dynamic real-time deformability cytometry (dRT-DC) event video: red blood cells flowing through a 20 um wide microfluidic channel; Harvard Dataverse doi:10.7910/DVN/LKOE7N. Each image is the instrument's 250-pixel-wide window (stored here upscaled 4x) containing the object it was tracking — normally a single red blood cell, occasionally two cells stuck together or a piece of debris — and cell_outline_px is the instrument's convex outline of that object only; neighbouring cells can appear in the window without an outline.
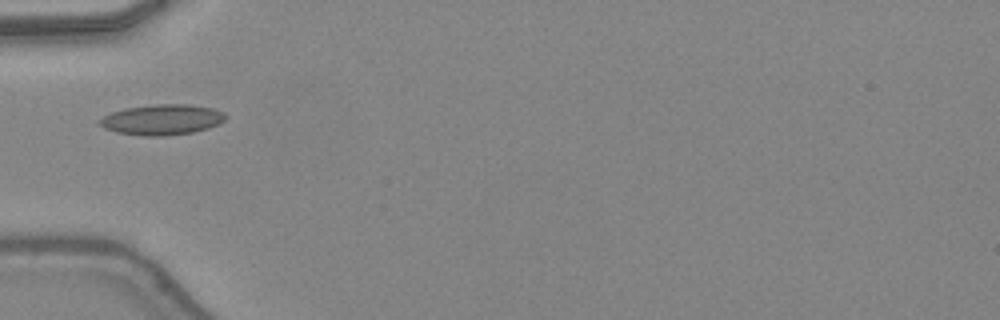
{"species": "common noctule bat (a hibernating species)", "species_latin": "Nyctalus noctula", "temperature_condition": "warm", "stored_images_in_passage": 32, "camera_frame_rate_fps": 3000, "um_per_image_px": 0.085, "animal": {"sex": "female", "body_mass_g": 24.6, "forearm_length_mm": 56.2}, "frame": {"image": 1, "passage_image": 1, "time_ms": 0.0, "image_size_px": [1000, 320], "cell_outline_px": [[228, 116], [224, 120], [208, 128], [192, 132], [164, 136], [144, 136], [116, 132], [104, 128], [96, 124], [96, 120], [112, 112], [124, 108], [156, 104], [184, 104], [212, 108], [224, 112]], "centroid_in_image_um": [13.72, 10.17], "position_along_channel_um": 71.3, "area_um2": 22.43}}
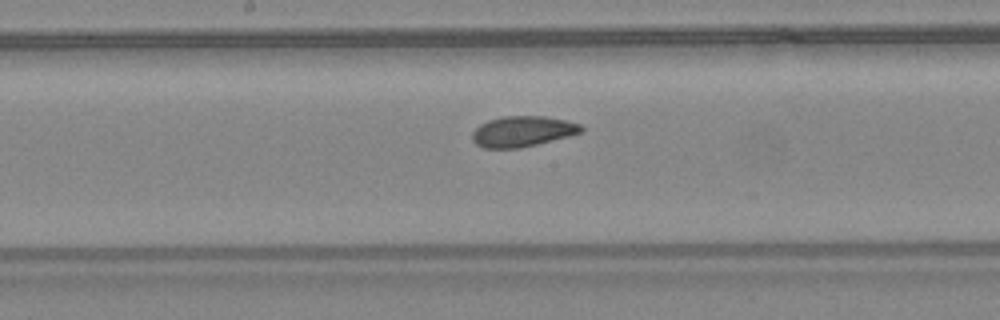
{"frame": {"image": 2, "passage_image": 10, "time_ms": 3.0, "image_size_px": [1000, 320], "cell_outline_px": [[584, 132], [520, 148], [484, 148], [476, 144], [472, 140], [472, 132], [480, 124], [488, 120], [500, 116], [544, 116], [568, 120], [580, 124], [584, 128]], "centroid_in_image_um": [44.42, 11.16], "position_along_channel_um": 203.8, "area_um2": 19.54}}
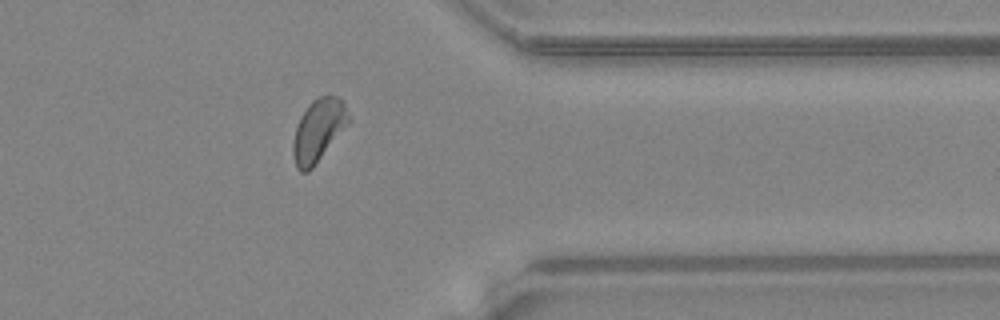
{"frame": {"image": 3, "passage_image": 23, "time_ms": 7.333, "image_size_px": [1000, 320], "cell_outline_px": [[348, 124], [312, 168], [308, 172], [300, 172], [296, 168], [292, 152], [292, 144], [296, 124], [300, 116], [308, 104], [312, 100], [320, 96], [336, 96], [344, 104], [348, 116]], "centroid_in_image_um": [27.0, 11.1], "position_along_channel_um": 384.4, "area_um2": 20.0}, "authors_computed_cell_mechanics": {"area_um2": 19.5653, "velocity_mm_per_s": 4.3927, "shape_relaxation_time_tau1_ms": null, "shape_relaxation_time_tau2_ms": 1.7651, "deformation_change_tau1": null, "deformation_change_tau2": 0.0666}}